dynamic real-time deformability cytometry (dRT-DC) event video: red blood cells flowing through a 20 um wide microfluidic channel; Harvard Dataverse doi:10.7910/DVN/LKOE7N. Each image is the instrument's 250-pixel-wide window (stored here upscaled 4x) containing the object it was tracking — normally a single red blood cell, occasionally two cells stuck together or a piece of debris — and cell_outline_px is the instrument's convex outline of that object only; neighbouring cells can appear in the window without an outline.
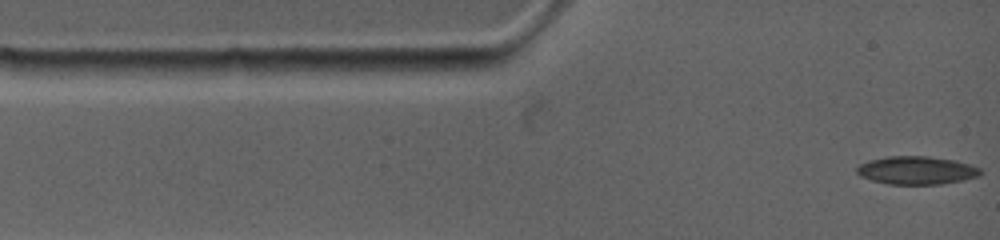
{"species": "common noctule bat (a hibernating species)", "species_latin": "Nyctalus noctula", "temperature_condition": "warm", "stored_images_in_passage": 45, "camera_frame_rate_fps": 4500, "um_per_image_px": 0.085, "animal": {"sex": "female", "body_mass_g": 19.0, "forearm_length_mm": 53.3}, "frame": {"image": 1, "passage_image": 1, "time_ms": 0.0, "image_size_px": [1000, 240], "cell_outline_px": [[980, 176], [964, 180], [940, 184], [888, 184], [872, 180], [860, 176], [856, 172], [856, 168], [860, 164], [868, 160], [888, 156], [928, 156], [952, 160], [968, 164], [980, 168]], "centroid_in_image_um": [77.88, 14.48], "position_along_channel_um": 7.1, "area_um2": 20.17}}
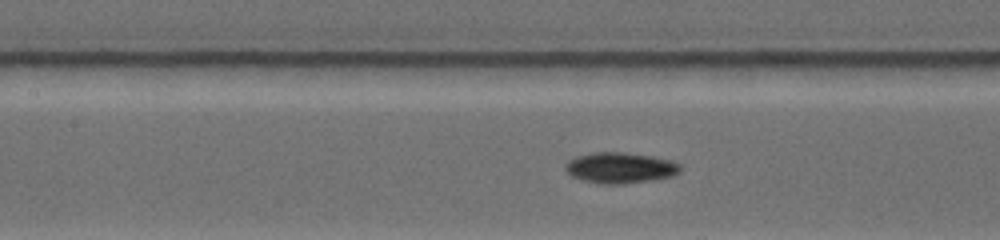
{"frame": {"image": 2, "passage_image": 25, "time_ms": 4.889, "image_size_px": [1000, 240], "cell_outline_px": [[680, 172], [672, 176], [648, 180], [620, 184], [600, 184], [584, 180], [572, 176], [564, 168], [564, 164], [576, 156], [592, 152], [620, 152], [652, 156], [672, 160], [680, 164]], "centroid_in_image_um": [52.7, 14.25], "position_along_channel_um": 154.7, "area_um2": 20.52}}
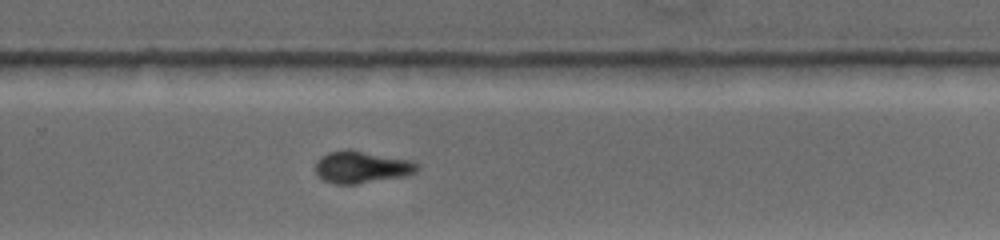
{"frame": {"image": 3, "passage_image": 44, "time_ms": 8.667, "image_size_px": [1000, 240], "cell_outline_px": [[420, 168], [416, 172], [408, 176], [356, 184], [336, 184], [324, 180], [316, 172], [316, 160], [320, 156], [328, 152], [348, 148], [352, 148], [408, 160], [420, 164]], "centroid_in_image_um": [30.76, 14.18], "position_along_channel_um": 299.0, "area_um2": 19.36}}